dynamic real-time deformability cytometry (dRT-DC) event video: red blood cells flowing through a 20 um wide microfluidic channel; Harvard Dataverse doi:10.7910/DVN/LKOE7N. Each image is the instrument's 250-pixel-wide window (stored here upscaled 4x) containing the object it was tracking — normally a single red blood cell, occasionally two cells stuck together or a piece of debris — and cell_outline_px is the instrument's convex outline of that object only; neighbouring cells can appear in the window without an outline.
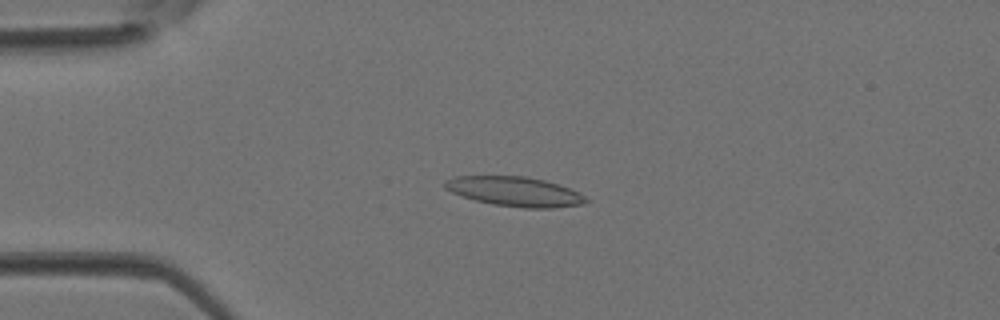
{"species": "Egyptian fruit bat (a non-hibernating species)", "species_latin": "Rousettus aegyptiacus", "temperature_condition": "room temperature", "stored_images_in_passage": 2, "camera_frame_rate_fps": 3000, "um_per_image_px": 0.085, "animal": {"sex": "female"}, "frame": {"image": 1, "passage_image": 2, "time_ms": 0.333, "image_size_px": [1000, 320], "cell_outline_px": [[588, 200], [584, 204], [552, 208], [524, 208], [492, 204], [476, 200], [452, 192], [444, 188], [444, 180], [452, 176], [528, 176], [560, 184], [580, 192]], "centroid_in_image_um": [43.77, 16.27], "position_along_channel_um": 41.2, "area_um2": 24.45}}